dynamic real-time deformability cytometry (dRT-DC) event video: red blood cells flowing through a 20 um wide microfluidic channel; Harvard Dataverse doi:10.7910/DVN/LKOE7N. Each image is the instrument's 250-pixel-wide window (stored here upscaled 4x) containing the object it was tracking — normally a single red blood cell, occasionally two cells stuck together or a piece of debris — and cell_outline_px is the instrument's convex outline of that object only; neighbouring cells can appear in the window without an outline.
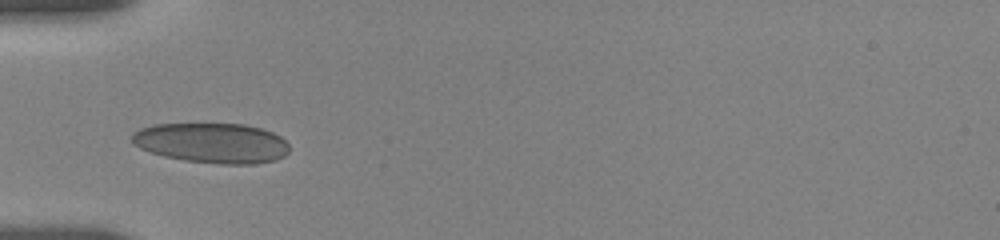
{"species": "human", "species_latin": "Homo sapiens", "temperature_condition": "room temperature", "stored_images_in_passage": 16, "camera_frame_rate_fps": 3000, "um_per_image_px": 0.085, "donor": {"sex": "female"}, "frame": {"image": 1, "passage_image": 1, "time_ms": 0.0, "image_size_px": [1000, 240], "cell_outline_px": [[288, 152], [284, 156], [276, 160], [256, 164], [220, 164], [184, 160], [164, 156], [140, 148], [132, 144], [132, 132], [140, 128], [152, 124], [244, 124], [260, 128], [272, 132], [280, 136], [288, 144]], "centroid_in_image_um": [18.0, 12.15], "position_along_channel_um": 67.0, "area_um2": 36.88}}
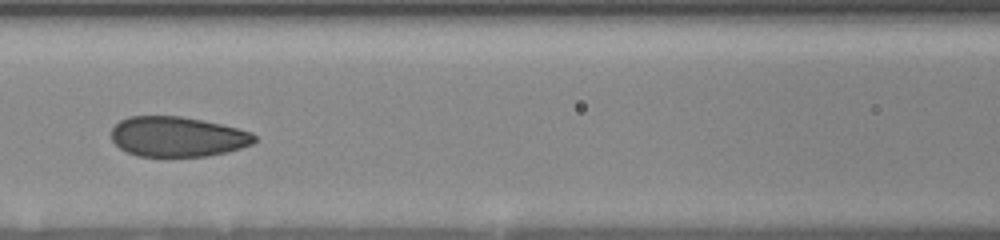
{"frame": {"image": 2, "passage_image": 8, "time_ms": 2.333, "image_size_px": [1000, 240], "cell_outline_px": [[256, 140], [252, 144], [228, 152], [208, 156], [136, 156], [120, 148], [112, 140], [112, 128], [120, 120], [128, 116], [180, 116], [220, 124], [252, 132], [256, 136]], "centroid_in_image_um": [15.08, 11.62], "position_along_channel_um": 151.5, "area_um2": 33.35}}
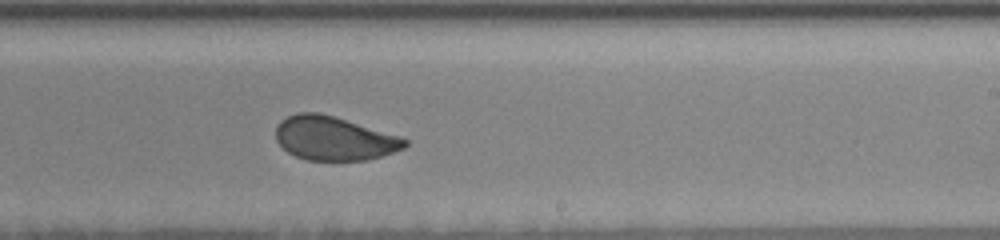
{"frame": {"image": 3, "passage_image": 16, "time_ms": 5.333, "image_size_px": [1000, 240], "cell_outline_px": [[408, 144], [404, 148], [380, 156], [364, 160], [308, 160], [296, 156], [288, 152], [276, 140], [276, 128], [280, 120], [296, 112], [320, 112], [400, 136], [408, 140]], "centroid_in_image_um": [28.37, 11.75], "position_along_channel_um": 260.6, "area_um2": 32.77}}